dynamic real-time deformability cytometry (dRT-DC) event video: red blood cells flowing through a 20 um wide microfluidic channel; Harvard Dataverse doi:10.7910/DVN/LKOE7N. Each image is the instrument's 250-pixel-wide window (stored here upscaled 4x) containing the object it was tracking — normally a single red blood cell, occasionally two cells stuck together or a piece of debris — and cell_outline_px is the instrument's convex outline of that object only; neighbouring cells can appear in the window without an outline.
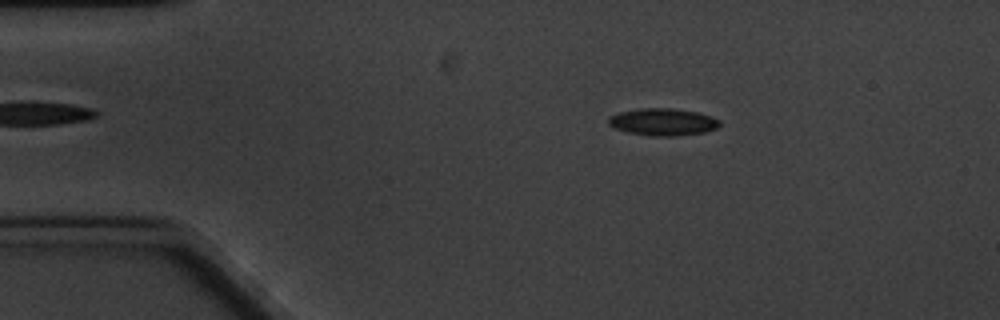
{"species": "common noctule bat (a hibernating species)", "species_latin": "Nyctalus noctula", "temperature_condition": "cold", "stored_images_in_passage": 5, "camera_frame_rate_fps": 3000, "um_per_image_px": 0.085, "animal": {"sex": "male", "body_mass_g": 20.1, "forearm_length_mm": 53.5}, "frame": {"image": 1, "passage_image": 3, "time_ms": 2.333, "image_size_px": [1000, 320], "cell_outline_px": [[720, 124], [716, 128], [704, 132], [672, 136], [652, 136], [628, 132], [616, 128], [608, 124], [608, 116], [620, 112], [640, 108], [672, 108], [696, 112], [712, 116], [720, 120]], "centroid_in_image_um": [56.34, 10.36], "position_along_channel_um": 28.7, "area_um2": 17.51}}